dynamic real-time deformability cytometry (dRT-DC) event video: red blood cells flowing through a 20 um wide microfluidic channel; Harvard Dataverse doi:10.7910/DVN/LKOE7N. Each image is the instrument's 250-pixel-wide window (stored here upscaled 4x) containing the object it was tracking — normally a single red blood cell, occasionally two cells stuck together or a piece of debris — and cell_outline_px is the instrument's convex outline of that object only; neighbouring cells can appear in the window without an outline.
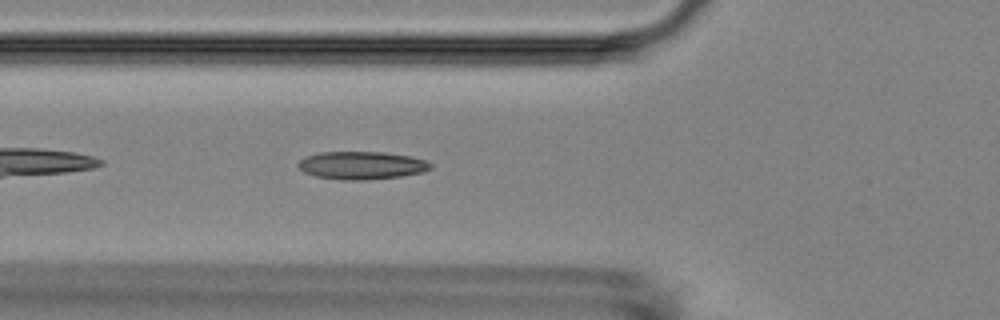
{"species": "Egyptian fruit bat (a non-hibernating species)", "species_latin": "Rousettus aegyptiacus", "temperature_condition": "room temperature", "stored_images_in_passage": 5, "camera_frame_rate_fps": 3000, "um_per_image_px": 0.085, "animal": {"sex": "female"}, "frame": {"image": 1, "passage_image": 5, "time_ms": 6.0, "image_size_px": [1000, 320], "cell_outline_px": [[432, 168], [424, 172], [400, 176], [364, 180], [340, 180], [316, 176], [304, 172], [296, 164], [300, 160], [308, 156], [320, 152], [384, 152], [412, 156], [424, 160], [432, 164]], "centroid_in_image_um": [30.76, 14.05], "position_along_channel_um": 95.0, "area_um2": 21.5}}